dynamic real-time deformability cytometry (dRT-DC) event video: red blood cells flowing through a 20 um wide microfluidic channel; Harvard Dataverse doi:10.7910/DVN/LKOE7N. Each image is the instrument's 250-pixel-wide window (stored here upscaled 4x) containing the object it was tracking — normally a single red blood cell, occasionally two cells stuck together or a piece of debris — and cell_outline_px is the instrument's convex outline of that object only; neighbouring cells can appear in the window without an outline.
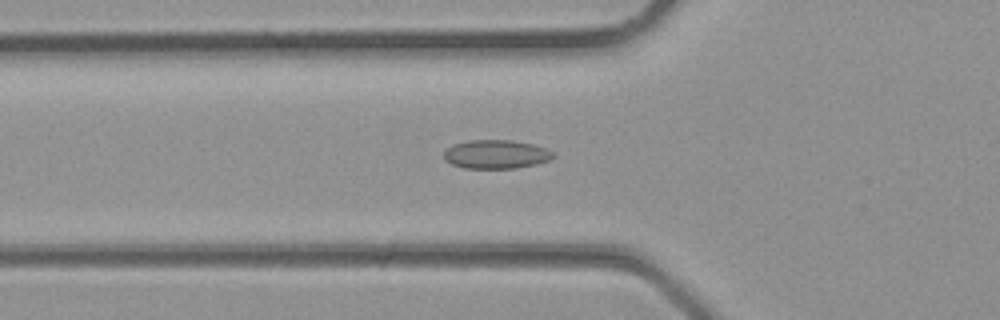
{"species": "common noctule bat (a hibernating species)", "species_latin": "Nyctalus noctula", "temperature_condition": "room temperature", "stored_images_in_passage": 28, "camera_frame_rate_fps": 3000, "um_per_image_px": 0.085, "animal": {"sex": "male", "body_mass_g": 23.1, "forearm_length_mm": 52.7}, "frame": {"image": 1, "passage_image": 6, "time_ms": 1.667, "image_size_px": [1000, 320], "cell_outline_px": [[556, 156], [548, 160], [536, 164], [516, 168], [464, 168], [452, 164], [444, 160], [444, 152], [452, 144], [468, 140], [512, 140], [532, 144], [544, 148], [552, 152]], "centroid_in_image_um": [42.14, 13.11], "position_along_channel_um": 83.7, "area_um2": 18.26}}
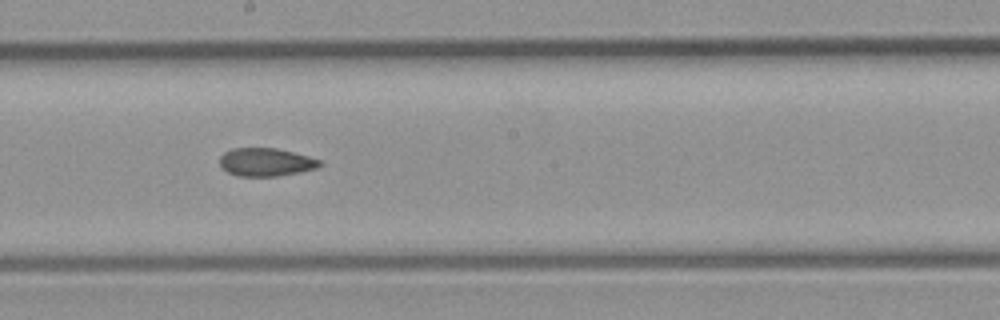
{"frame": {"image": 2, "passage_image": 13, "time_ms": 4.0, "image_size_px": [1000, 320], "cell_outline_px": [[324, 164], [316, 168], [300, 172], [276, 176], [236, 176], [228, 172], [220, 164], [220, 156], [224, 152], [232, 148], [276, 148], [308, 156], [320, 160]], "centroid_in_image_um": [22.6, 13.78], "position_along_channel_um": 225.6, "area_um2": 16.36}}
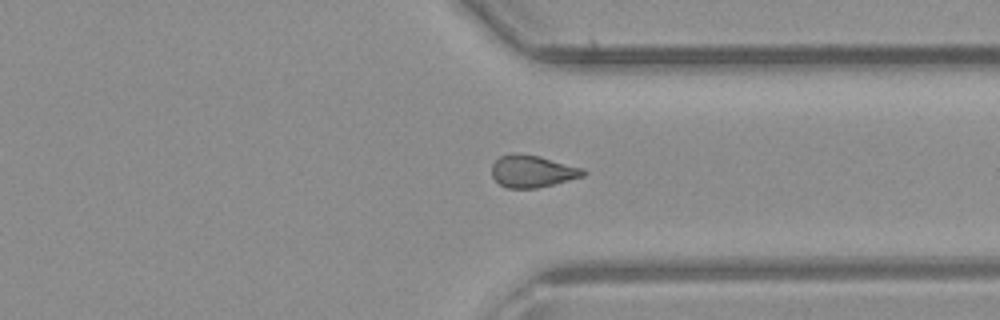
{"frame": {"image": 3, "passage_image": 20, "time_ms": 6.333, "image_size_px": [1000, 320], "cell_outline_px": [[588, 172], [584, 176], [536, 188], [508, 188], [500, 184], [492, 176], [492, 164], [500, 156], [512, 152], [540, 156], [584, 168]], "centroid_in_image_um": [45.26, 14.54], "position_along_channel_um": 366.1, "area_um2": 17.17}}